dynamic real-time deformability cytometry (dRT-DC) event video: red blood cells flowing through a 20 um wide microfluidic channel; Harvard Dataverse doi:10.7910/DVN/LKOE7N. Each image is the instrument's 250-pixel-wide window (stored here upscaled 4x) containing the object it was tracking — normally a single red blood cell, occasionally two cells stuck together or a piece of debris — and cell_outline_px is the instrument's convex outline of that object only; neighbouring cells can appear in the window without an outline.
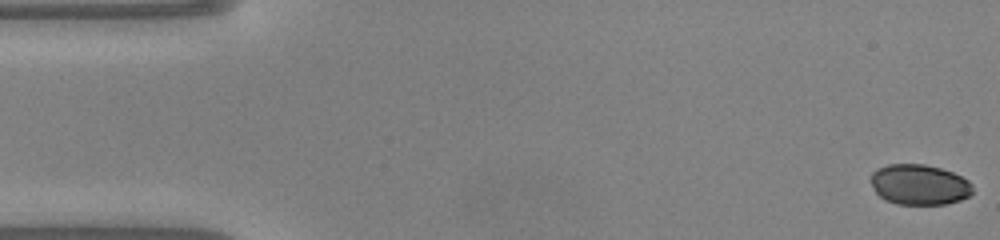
{"species": "common noctule bat (a hibernating species)", "species_latin": "Nyctalus noctula", "temperature_condition": "warm", "stored_images_in_passage": 49, "camera_frame_rate_fps": 3000, "um_per_image_px": 0.085, "animal": {"sex": "male", "body_mass_g": 20.0, "forearm_length_mm": 53.3}, "frame": {"image": 1, "passage_image": 1, "time_ms": 0.0, "image_size_px": [1000, 240], "cell_outline_px": [[972, 192], [968, 196], [960, 200], [944, 204], [896, 204], [884, 200], [876, 192], [872, 184], [872, 172], [876, 168], [888, 164], [924, 164], [940, 168], [952, 172], [968, 180], [972, 184]], "centroid_in_image_um": [78.13, 15.69], "position_along_channel_um": 6.9, "area_um2": 23.93}}
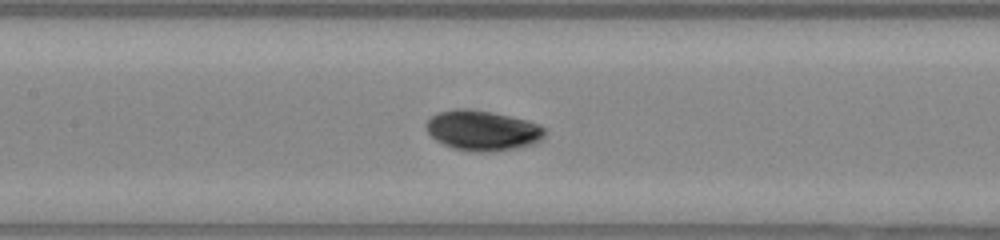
{"frame": {"image": 2, "passage_image": 22, "time_ms": 7.0, "image_size_px": [1000, 240], "cell_outline_px": [[544, 136], [540, 140], [532, 144], [516, 148], [488, 152], [472, 152], [452, 148], [436, 140], [428, 132], [424, 124], [432, 116], [440, 112], [456, 108], [468, 108], [492, 112], [528, 120], [540, 124], [544, 128]], "centroid_in_image_um": [41.01, 11.09], "position_along_channel_um": 166.4, "area_um2": 27.8}}
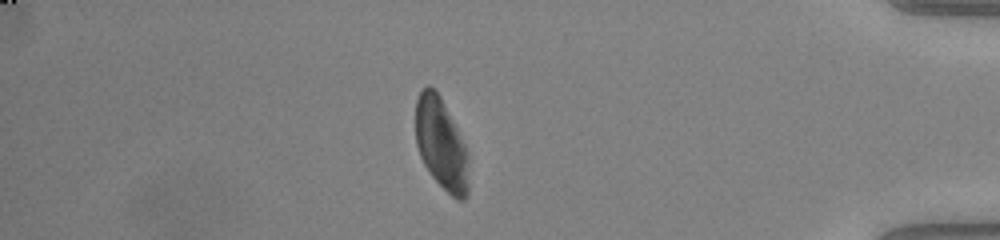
{"frame": {"image": 3, "passage_image": 42, "time_ms": 13.667, "image_size_px": [1000, 240], "cell_outline_px": [[468, 196], [464, 200], [456, 200], [432, 176], [424, 164], [420, 156], [416, 144], [416, 100], [420, 92], [428, 84], [440, 96], [464, 144], [468, 156]], "centroid_in_image_um": [37.5, 12.27], "position_along_channel_um": 397.7, "area_um2": 27.86}, "authors_computed_cell_mechanics": {"area_um2": 27.3394, "velocity_mm_per_s": 4.0967, "shape_relaxation_time_tau1_ms": 0.8091, "shape_relaxation_time_tau2_ms": 7.3732, "deformation_change_tau1": 0.0743, "deformation_change_tau2": 0.106}}